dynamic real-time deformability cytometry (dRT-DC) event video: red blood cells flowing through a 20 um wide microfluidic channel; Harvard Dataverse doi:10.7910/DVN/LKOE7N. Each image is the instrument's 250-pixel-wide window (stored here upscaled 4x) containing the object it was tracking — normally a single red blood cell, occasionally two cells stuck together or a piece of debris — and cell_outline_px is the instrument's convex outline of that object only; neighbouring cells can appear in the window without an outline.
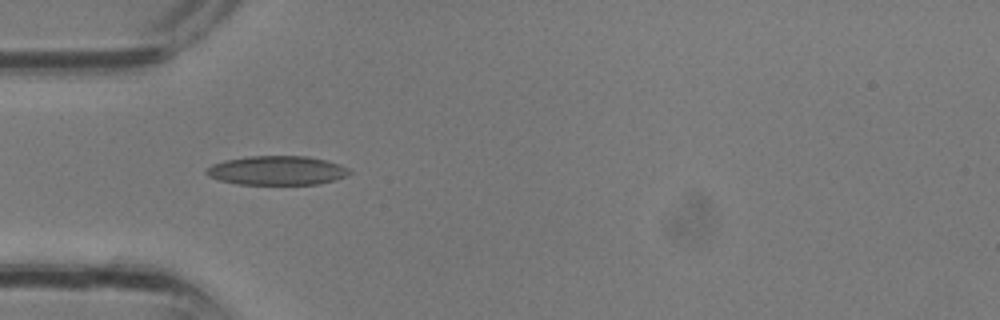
{"species": "common noctule bat (a hibernating species)", "species_latin": "Nyctalus noctula", "temperature_condition": "room temperature", "stored_images_in_passage": 23, "camera_frame_rate_fps": 3000, "um_per_image_px": 0.085, "animal": {"sex": "male", "body_mass_g": 13.3}, "frame": {"image": 1, "passage_image": 1, "time_ms": 0.0, "image_size_px": [1000, 320], "cell_outline_px": [[352, 172], [336, 180], [320, 184], [236, 184], [220, 180], [208, 176], [204, 172], [212, 164], [224, 160], [248, 156], [308, 156], [340, 164], [348, 168]], "centroid_in_image_um": [23.54, 14.49], "position_along_channel_um": 61.5, "area_um2": 24.28}}
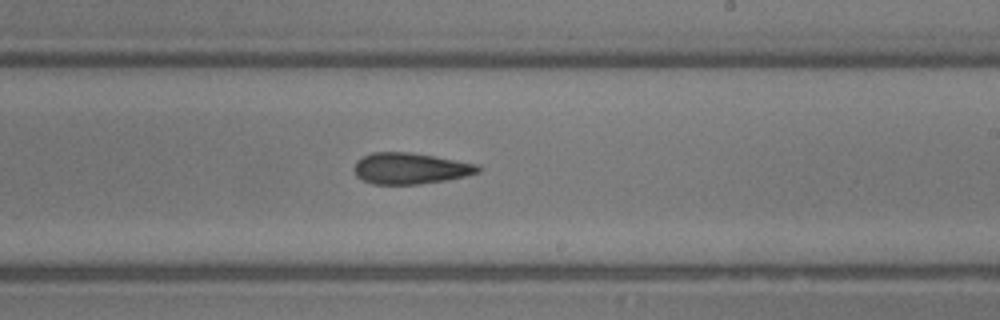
{"frame": {"image": 2, "passage_image": 10, "time_ms": 3.0, "image_size_px": [1000, 320], "cell_outline_px": [[484, 168], [480, 172], [464, 176], [444, 180], [420, 184], [372, 184], [356, 176], [352, 168], [356, 160], [372, 152], [412, 152], [480, 164]], "centroid_in_image_um": [34.89, 14.3], "position_along_channel_um": 254.1, "area_um2": 22.77}}
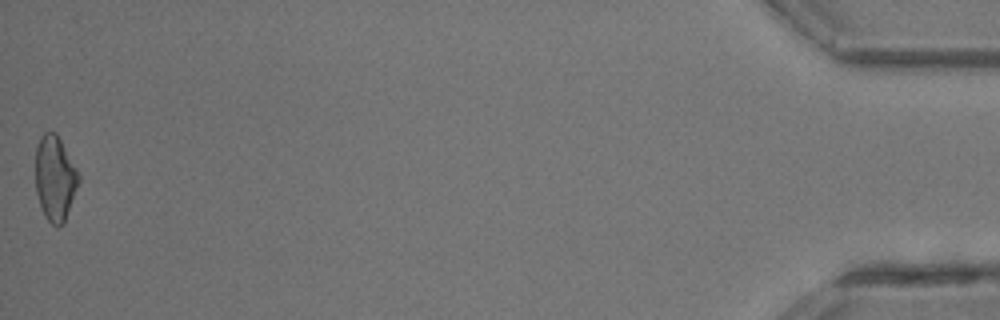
{"frame": {"image": 3, "passage_image": 23, "time_ms": 7.333, "image_size_px": [1000, 320], "cell_outline_px": [[80, 180], [64, 224], [56, 228], [44, 216], [36, 192], [36, 148], [40, 136], [44, 132], [56, 132], [76, 168], [80, 176]], "centroid_in_image_um": [4.68, 15.17], "position_along_channel_um": 430.5, "area_um2": 21.39}}